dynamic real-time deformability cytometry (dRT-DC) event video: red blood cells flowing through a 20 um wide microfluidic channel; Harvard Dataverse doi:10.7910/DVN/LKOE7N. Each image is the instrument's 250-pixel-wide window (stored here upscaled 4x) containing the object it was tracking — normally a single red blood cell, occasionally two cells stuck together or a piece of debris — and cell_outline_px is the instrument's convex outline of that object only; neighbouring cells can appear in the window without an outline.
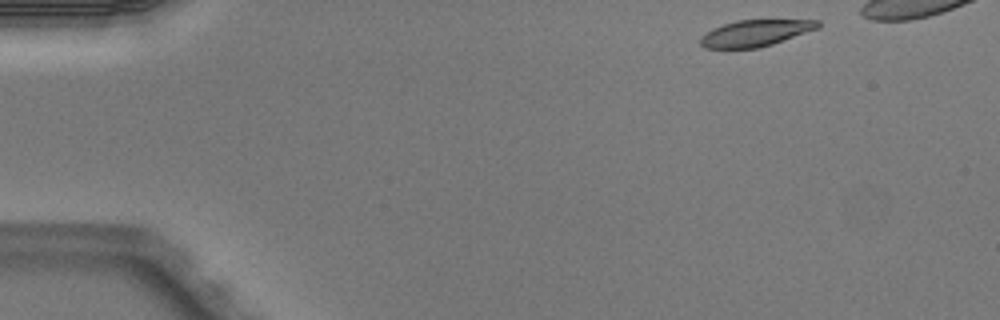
{"species": "Egyptian fruit bat (a non-hibernating species)", "species_latin": "Rousettus aegyptiacus", "temperature_condition": "warm", "stored_images_in_passage": 4, "camera_frame_rate_fps": 3000, "um_per_image_px": 0.085, "animal": {"sex": "male"}, "frame": {"image": 1, "passage_image": 1, "time_ms": 0.0, "image_size_px": [1000, 320], "cell_outline_px": [[820, 28], [772, 44], [756, 48], [704, 48], [700, 44], [700, 36], [712, 28], [736, 20], [820, 20]], "centroid_in_image_um": [64.2, 2.81], "position_along_channel_um": 20.8, "area_um2": 18.09}}